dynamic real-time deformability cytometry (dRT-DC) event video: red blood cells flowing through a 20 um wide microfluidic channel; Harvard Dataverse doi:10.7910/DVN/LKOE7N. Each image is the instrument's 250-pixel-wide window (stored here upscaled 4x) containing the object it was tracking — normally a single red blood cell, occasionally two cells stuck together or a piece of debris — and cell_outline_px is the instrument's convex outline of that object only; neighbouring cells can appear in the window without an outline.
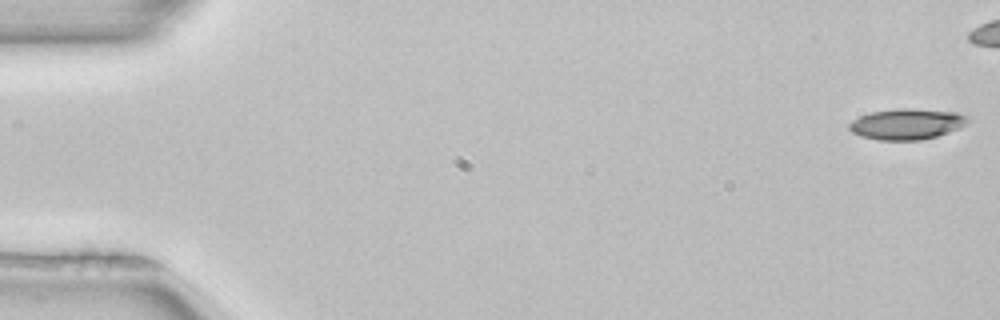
{"species": "common noctule bat (a hibernating species)", "species_latin": "Nyctalus noctula", "temperature_condition": "room temperature", "stored_images_in_passage": 6, "camera_frame_rate_fps": 3000, "um_per_image_px": 0.085, "animal": {"sex": "female", "body_mass_g": 22.7, "forearm_length_mm": 54.2}, "frame": {"image": 1, "passage_image": 1, "time_ms": 0.0, "image_size_px": [1000, 320], "cell_outline_px": [[972, 120], [960, 128], [936, 136], [920, 140], [876, 140], [860, 136], [852, 132], [848, 128], [848, 124], [852, 120], [860, 116], [872, 112], [900, 108], [912, 108], [956, 112], [968, 116]], "centroid_in_image_um": [77.09, 10.54], "position_along_channel_um": 7.9, "area_um2": 21.44}}